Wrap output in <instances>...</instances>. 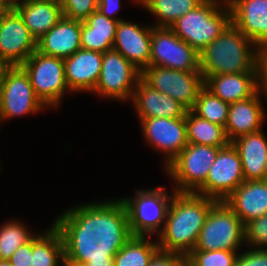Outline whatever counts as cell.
<instances>
[{"label": "cell", "instance_id": "46", "mask_svg": "<svg viewBox=\"0 0 267 266\" xmlns=\"http://www.w3.org/2000/svg\"><path fill=\"white\" fill-rule=\"evenodd\" d=\"M2 120V117H1V105H0V122Z\"/></svg>", "mask_w": 267, "mask_h": 266}, {"label": "cell", "instance_id": "1", "mask_svg": "<svg viewBox=\"0 0 267 266\" xmlns=\"http://www.w3.org/2000/svg\"><path fill=\"white\" fill-rule=\"evenodd\" d=\"M85 236L100 251L103 266H148L160 250L151 238L123 233L93 203H87Z\"/></svg>", "mask_w": 267, "mask_h": 266}, {"label": "cell", "instance_id": "21", "mask_svg": "<svg viewBox=\"0 0 267 266\" xmlns=\"http://www.w3.org/2000/svg\"><path fill=\"white\" fill-rule=\"evenodd\" d=\"M224 201L244 225L267 214V179L244 181Z\"/></svg>", "mask_w": 267, "mask_h": 266}, {"label": "cell", "instance_id": "10", "mask_svg": "<svg viewBox=\"0 0 267 266\" xmlns=\"http://www.w3.org/2000/svg\"><path fill=\"white\" fill-rule=\"evenodd\" d=\"M141 79L154 90L177 100L188 111L193 109L200 91L205 87L200 71L149 66L141 72Z\"/></svg>", "mask_w": 267, "mask_h": 266}, {"label": "cell", "instance_id": "22", "mask_svg": "<svg viewBox=\"0 0 267 266\" xmlns=\"http://www.w3.org/2000/svg\"><path fill=\"white\" fill-rule=\"evenodd\" d=\"M131 101L140 121L155 117L181 118L185 117L188 111L177 100L154 90L142 79L137 82Z\"/></svg>", "mask_w": 267, "mask_h": 266}, {"label": "cell", "instance_id": "42", "mask_svg": "<svg viewBox=\"0 0 267 266\" xmlns=\"http://www.w3.org/2000/svg\"><path fill=\"white\" fill-rule=\"evenodd\" d=\"M0 266H14L9 260L0 259Z\"/></svg>", "mask_w": 267, "mask_h": 266}, {"label": "cell", "instance_id": "9", "mask_svg": "<svg viewBox=\"0 0 267 266\" xmlns=\"http://www.w3.org/2000/svg\"><path fill=\"white\" fill-rule=\"evenodd\" d=\"M220 147L188 143L165 167L175 181V192H195L205 181Z\"/></svg>", "mask_w": 267, "mask_h": 266}, {"label": "cell", "instance_id": "37", "mask_svg": "<svg viewBox=\"0 0 267 266\" xmlns=\"http://www.w3.org/2000/svg\"><path fill=\"white\" fill-rule=\"evenodd\" d=\"M148 266H188L187 256L178 253L158 251Z\"/></svg>", "mask_w": 267, "mask_h": 266}, {"label": "cell", "instance_id": "34", "mask_svg": "<svg viewBox=\"0 0 267 266\" xmlns=\"http://www.w3.org/2000/svg\"><path fill=\"white\" fill-rule=\"evenodd\" d=\"M244 232L246 245L267 249V214L246 223Z\"/></svg>", "mask_w": 267, "mask_h": 266}, {"label": "cell", "instance_id": "19", "mask_svg": "<svg viewBox=\"0 0 267 266\" xmlns=\"http://www.w3.org/2000/svg\"><path fill=\"white\" fill-rule=\"evenodd\" d=\"M103 53L80 48L64 58L65 80L71 92H93L98 82Z\"/></svg>", "mask_w": 267, "mask_h": 266}, {"label": "cell", "instance_id": "33", "mask_svg": "<svg viewBox=\"0 0 267 266\" xmlns=\"http://www.w3.org/2000/svg\"><path fill=\"white\" fill-rule=\"evenodd\" d=\"M238 251L192 250L187 255L188 266H235Z\"/></svg>", "mask_w": 267, "mask_h": 266}, {"label": "cell", "instance_id": "32", "mask_svg": "<svg viewBox=\"0 0 267 266\" xmlns=\"http://www.w3.org/2000/svg\"><path fill=\"white\" fill-rule=\"evenodd\" d=\"M60 266H103L100 251L84 235L63 257Z\"/></svg>", "mask_w": 267, "mask_h": 266}, {"label": "cell", "instance_id": "36", "mask_svg": "<svg viewBox=\"0 0 267 266\" xmlns=\"http://www.w3.org/2000/svg\"><path fill=\"white\" fill-rule=\"evenodd\" d=\"M245 251L237 255L235 266H267V249L250 248Z\"/></svg>", "mask_w": 267, "mask_h": 266}, {"label": "cell", "instance_id": "38", "mask_svg": "<svg viewBox=\"0 0 267 266\" xmlns=\"http://www.w3.org/2000/svg\"><path fill=\"white\" fill-rule=\"evenodd\" d=\"M257 91L267 99V49H261L257 56ZM261 90V91H260Z\"/></svg>", "mask_w": 267, "mask_h": 266}, {"label": "cell", "instance_id": "26", "mask_svg": "<svg viewBox=\"0 0 267 266\" xmlns=\"http://www.w3.org/2000/svg\"><path fill=\"white\" fill-rule=\"evenodd\" d=\"M118 23L95 10L81 21V48L101 53L113 49Z\"/></svg>", "mask_w": 267, "mask_h": 266}, {"label": "cell", "instance_id": "23", "mask_svg": "<svg viewBox=\"0 0 267 266\" xmlns=\"http://www.w3.org/2000/svg\"><path fill=\"white\" fill-rule=\"evenodd\" d=\"M81 21L63 16L37 40V51L47 56L67 58L81 48Z\"/></svg>", "mask_w": 267, "mask_h": 266}, {"label": "cell", "instance_id": "3", "mask_svg": "<svg viewBox=\"0 0 267 266\" xmlns=\"http://www.w3.org/2000/svg\"><path fill=\"white\" fill-rule=\"evenodd\" d=\"M164 187L137 190L134 198L93 203L118 229L132 236H149L162 231L173 197ZM161 229V230H160ZM149 234V235H148Z\"/></svg>", "mask_w": 267, "mask_h": 266}, {"label": "cell", "instance_id": "24", "mask_svg": "<svg viewBox=\"0 0 267 266\" xmlns=\"http://www.w3.org/2000/svg\"><path fill=\"white\" fill-rule=\"evenodd\" d=\"M266 139L260 130L232 141L240 155L245 181L267 179Z\"/></svg>", "mask_w": 267, "mask_h": 266}, {"label": "cell", "instance_id": "2", "mask_svg": "<svg viewBox=\"0 0 267 266\" xmlns=\"http://www.w3.org/2000/svg\"><path fill=\"white\" fill-rule=\"evenodd\" d=\"M172 193L157 243L160 251L187 256L194 250L207 215L217 200L194 192L173 190Z\"/></svg>", "mask_w": 267, "mask_h": 266}, {"label": "cell", "instance_id": "35", "mask_svg": "<svg viewBox=\"0 0 267 266\" xmlns=\"http://www.w3.org/2000/svg\"><path fill=\"white\" fill-rule=\"evenodd\" d=\"M97 6L98 0H63L61 4L63 16L78 21H84Z\"/></svg>", "mask_w": 267, "mask_h": 266}, {"label": "cell", "instance_id": "5", "mask_svg": "<svg viewBox=\"0 0 267 266\" xmlns=\"http://www.w3.org/2000/svg\"><path fill=\"white\" fill-rule=\"evenodd\" d=\"M87 203L65 210L50 228L32 238V266H60L69 250L85 235Z\"/></svg>", "mask_w": 267, "mask_h": 266}, {"label": "cell", "instance_id": "31", "mask_svg": "<svg viewBox=\"0 0 267 266\" xmlns=\"http://www.w3.org/2000/svg\"><path fill=\"white\" fill-rule=\"evenodd\" d=\"M18 221L5 222L0 227V259L9 260L13 253L34 236ZM31 233V234H30Z\"/></svg>", "mask_w": 267, "mask_h": 266}, {"label": "cell", "instance_id": "41", "mask_svg": "<svg viewBox=\"0 0 267 266\" xmlns=\"http://www.w3.org/2000/svg\"><path fill=\"white\" fill-rule=\"evenodd\" d=\"M29 0H1L2 5L7 9V10H16L18 7L22 6Z\"/></svg>", "mask_w": 267, "mask_h": 266}, {"label": "cell", "instance_id": "18", "mask_svg": "<svg viewBox=\"0 0 267 266\" xmlns=\"http://www.w3.org/2000/svg\"><path fill=\"white\" fill-rule=\"evenodd\" d=\"M152 26L119 21L113 49L121 53L141 72L150 66Z\"/></svg>", "mask_w": 267, "mask_h": 266}, {"label": "cell", "instance_id": "20", "mask_svg": "<svg viewBox=\"0 0 267 266\" xmlns=\"http://www.w3.org/2000/svg\"><path fill=\"white\" fill-rule=\"evenodd\" d=\"M260 95L257 91L252 97L229 105L228 119L224 128L229 142L261 130L266 115Z\"/></svg>", "mask_w": 267, "mask_h": 266}, {"label": "cell", "instance_id": "45", "mask_svg": "<svg viewBox=\"0 0 267 266\" xmlns=\"http://www.w3.org/2000/svg\"><path fill=\"white\" fill-rule=\"evenodd\" d=\"M38 1H45V2H53V3H56V4H62L63 0H38Z\"/></svg>", "mask_w": 267, "mask_h": 266}, {"label": "cell", "instance_id": "15", "mask_svg": "<svg viewBox=\"0 0 267 266\" xmlns=\"http://www.w3.org/2000/svg\"><path fill=\"white\" fill-rule=\"evenodd\" d=\"M37 50V41L16 10H7L0 18V61L6 66L24 63Z\"/></svg>", "mask_w": 267, "mask_h": 266}, {"label": "cell", "instance_id": "8", "mask_svg": "<svg viewBox=\"0 0 267 266\" xmlns=\"http://www.w3.org/2000/svg\"><path fill=\"white\" fill-rule=\"evenodd\" d=\"M20 66L28 74L36 96L46 108H57L64 94L70 92L63 58L47 56L36 50Z\"/></svg>", "mask_w": 267, "mask_h": 266}, {"label": "cell", "instance_id": "39", "mask_svg": "<svg viewBox=\"0 0 267 266\" xmlns=\"http://www.w3.org/2000/svg\"><path fill=\"white\" fill-rule=\"evenodd\" d=\"M9 261L14 266H32V239L21 245L11 256Z\"/></svg>", "mask_w": 267, "mask_h": 266}, {"label": "cell", "instance_id": "43", "mask_svg": "<svg viewBox=\"0 0 267 266\" xmlns=\"http://www.w3.org/2000/svg\"><path fill=\"white\" fill-rule=\"evenodd\" d=\"M6 11L7 9L2 5V2L0 0V18Z\"/></svg>", "mask_w": 267, "mask_h": 266}, {"label": "cell", "instance_id": "7", "mask_svg": "<svg viewBox=\"0 0 267 266\" xmlns=\"http://www.w3.org/2000/svg\"><path fill=\"white\" fill-rule=\"evenodd\" d=\"M245 225L225 201H217L210 209L194 250L238 251L245 242Z\"/></svg>", "mask_w": 267, "mask_h": 266}, {"label": "cell", "instance_id": "17", "mask_svg": "<svg viewBox=\"0 0 267 266\" xmlns=\"http://www.w3.org/2000/svg\"><path fill=\"white\" fill-rule=\"evenodd\" d=\"M231 23L260 49H267V0H226Z\"/></svg>", "mask_w": 267, "mask_h": 266}, {"label": "cell", "instance_id": "6", "mask_svg": "<svg viewBox=\"0 0 267 266\" xmlns=\"http://www.w3.org/2000/svg\"><path fill=\"white\" fill-rule=\"evenodd\" d=\"M222 1L205 0L177 19L170 28L199 54L231 23L229 5L226 0Z\"/></svg>", "mask_w": 267, "mask_h": 266}, {"label": "cell", "instance_id": "29", "mask_svg": "<svg viewBox=\"0 0 267 266\" xmlns=\"http://www.w3.org/2000/svg\"><path fill=\"white\" fill-rule=\"evenodd\" d=\"M135 1V0H134ZM205 0H136L159 20L154 27H171L180 17L196 9Z\"/></svg>", "mask_w": 267, "mask_h": 266}, {"label": "cell", "instance_id": "14", "mask_svg": "<svg viewBox=\"0 0 267 266\" xmlns=\"http://www.w3.org/2000/svg\"><path fill=\"white\" fill-rule=\"evenodd\" d=\"M150 49V66L179 71H200L199 54L170 27L152 25Z\"/></svg>", "mask_w": 267, "mask_h": 266}, {"label": "cell", "instance_id": "28", "mask_svg": "<svg viewBox=\"0 0 267 266\" xmlns=\"http://www.w3.org/2000/svg\"><path fill=\"white\" fill-rule=\"evenodd\" d=\"M187 142L224 147L229 141L224 127L196 115L192 110L185 115Z\"/></svg>", "mask_w": 267, "mask_h": 266}, {"label": "cell", "instance_id": "40", "mask_svg": "<svg viewBox=\"0 0 267 266\" xmlns=\"http://www.w3.org/2000/svg\"><path fill=\"white\" fill-rule=\"evenodd\" d=\"M120 7L121 0H98L97 10L109 19L121 21V18H117L114 16L118 13Z\"/></svg>", "mask_w": 267, "mask_h": 266}, {"label": "cell", "instance_id": "4", "mask_svg": "<svg viewBox=\"0 0 267 266\" xmlns=\"http://www.w3.org/2000/svg\"><path fill=\"white\" fill-rule=\"evenodd\" d=\"M260 50L254 42L230 23L199 53L200 72L204 80L213 75L257 73V56Z\"/></svg>", "mask_w": 267, "mask_h": 266}, {"label": "cell", "instance_id": "30", "mask_svg": "<svg viewBox=\"0 0 267 266\" xmlns=\"http://www.w3.org/2000/svg\"><path fill=\"white\" fill-rule=\"evenodd\" d=\"M229 105L204 87L200 91L192 111L199 117L225 128Z\"/></svg>", "mask_w": 267, "mask_h": 266}, {"label": "cell", "instance_id": "27", "mask_svg": "<svg viewBox=\"0 0 267 266\" xmlns=\"http://www.w3.org/2000/svg\"><path fill=\"white\" fill-rule=\"evenodd\" d=\"M16 11L36 41L63 17L61 4L38 0H29Z\"/></svg>", "mask_w": 267, "mask_h": 266}, {"label": "cell", "instance_id": "11", "mask_svg": "<svg viewBox=\"0 0 267 266\" xmlns=\"http://www.w3.org/2000/svg\"><path fill=\"white\" fill-rule=\"evenodd\" d=\"M1 117L10 118L38 113L45 105L36 96L28 74L20 66H6L0 81Z\"/></svg>", "mask_w": 267, "mask_h": 266}, {"label": "cell", "instance_id": "12", "mask_svg": "<svg viewBox=\"0 0 267 266\" xmlns=\"http://www.w3.org/2000/svg\"><path fill=\"white\" fill-rule=\"evenodd\" d=\"M141 71L121 53L111 49L103 53L98 82L92 93L123 102L132 100Z\"/></svg>", "mask_w": 267, "mask_h": 266}, {"label": "cell", "instance_id": "44", "mask_svg": "<svg viewBox=\"0 0 267 266\" xmlns=\"http://www.w3.org/2000/svg\"><path fill=\"white\" fill-rule=\"evenodd\" d=\"M5 68H6V65L2 61H0V81H1L2 73Z\"/></svg>", "mask_w": 267, "mask_h": 266}, {"label": "cell", "instance_id": "16", "mask_svg": "<svg viewBox=\"0 0 267 266\" xmlns=\"http://www.w3.org/2000/svg\"><path fill=\"white\" fill-rule=\"evenodd\" d=\"M140 122L145 140L154 149L166 154L164 167H167L188 144L185 117L144 118Z\"/></svg>", "mask_w": 267, "mask_h": 266}, {"label": "cell", "instance_id": "13", "mask_svg": "<svg viewBox=\"0 0 267 266\" xmlns=\"http://www.w3.org/2000/svg\"><path fill=\"white\" fill-rule=\"evenodd\" d=\"M244 181L240 155L229 142L218 150L206 181L194 193L224 201Z\"/></svg>", "mask_w": 267, "mask_h": 266}, {"label": "cell", "instance_id": "25", "mask_svg": "<svg viewBox=\"0 0 267 266\" xmlns=\"http://www.w3.org/2000/svg\"><path fill=\"white\" fill-rule=\"evenodd\" d=\"M205 87L229 104L246 100L257 92V73H230L209 76Z\"/></svg>", "mask_w": 267, "mask_h": 266}]
</instances>
